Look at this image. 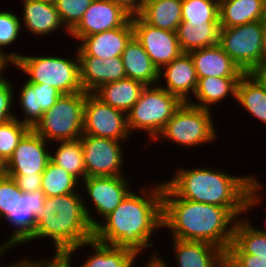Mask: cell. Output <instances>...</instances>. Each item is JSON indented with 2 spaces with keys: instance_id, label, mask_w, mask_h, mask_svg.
<instances>
[{
  "instance_id": "cell-1",
  "label": "cell",
  "mask_w": 266,
  "mask_h": 267,
  "mask_svg": "<svg viewBox=\"0 0 266 267\" xmlns=\"http://www.w3.org/2000/svg\"><path fill=\"white\" fill-rule=\"evenodd\" d=\"M150 186L138 187L141 194L132 189L113 212L99 220L93 239L104 245L127 248L140 259L142 253L153 249L149 260H155L159 251L152 248L155 246L151 239L162 230L163 181Z\"/></svg>"
},
{
  "instance_id": "cell-2",
  "label": "cell",
  "mask_w": 266,
  "mask_h": 267,
  "mask_svg": "<svg viewBox=\"0 0 266 267\" xmlns=\"http://www.w3.org/2000/svg\"><path fill=\"white\" fill-rule=\"evenodd\" d=\"M163 182L180 198L227 208L237 219L260 206L265 194L260 177L228 174L210 166L178 167ZM258 179V180H257ZM260 181V182H259ZM263 197V198H262ZM241 215V216H240Z\"/></svg>"
},
{
  "instance_id": "cell-3",
  "label": "cell",
  "mask_w": 266,
  "mask_h": 267,
  "mask_svg": "<svg viewBox=\"0 0 266 267\" xmlns=\"http://www.w3.org/2000/svg\"><path fill=\"white\" fill-rule=\"evenodd\" d=\"M236 221L227 208L180 198L163 182L162 229H169L171 238L210 243L226 252Z\"/></svg>"
},
{
  "instance_id": "cell-4",
  "label": "cell",
  "mask_w": 266,
  "mask_h": 267,
  "mask_svg": "<svg viewBox=\"0 0 266 267\" xmlns=\"http://www.w3.org/2000/svg\"><path fill=\"white\" fill-rule=\"evenodd\" d=\"M80 192L46 197L44 208L37 212L34 235L26 243L51 239L55 250L53 256L61 258L69 250L92 240L94 229Z\"/></svg>"
},
{
  "instance_id": "cell-5",
  "label": "cell",
  "mask_w": 266,
  "mask_h": 267,
  "mask_svg": "<svg viewBox=\"0 0 266 267\" xmlns=\"http://www.w3.org/2000/svg\"><path fill=\"white\" fill-rule=\"evenodd\" d=\"M73 57L22 55L12 64L13 69L28 76V82L55 87L62 94L82 92L77 49Z\"/></svg>"
},
{
  "instance_id": "cell-6",
  "label": "cell",
  "mask_w": 266,
  "mask_h": 267,
  "mask_svg": "<svg viewBox=\"0 0 266 267\" xmlns=\"http://www.w3.org/2000/svg\"><path fill=\"white\" fill-rule=\"evenodd\" d=\"M213 110L203 109L188 102L176 109L171 119L152 142L165 140L173 142L179 147L193 148L204 146L218 139L217 127L214 123Z\"/></svg>"
},
{
  "instance_id": "cell-7",
  "label": "cell",
  "mask_w": 266,
  "mask_h": 267,
  "mask_svg": "<svg viewBox=\"0 0 266 267\" xmlns=\"http://www.w3.org/2000/svg\"><path fill=\"white\" fill-rule=\"evenodd\" d=\"M181 104L182 101L166 89L158 85L146 86L127 113L129 132H145L152 143Z\"/></svg>"
},
{
  "instance_id": "cell-8",
  "label": "cell",
  "mask_w": 266,
  "mask_h": 267,
  "mask_svg": "<svg viewBox=\"0 0 266 267\" xmlns=\"http://www.w3.org/2000/svg\"><path fill=\"white\" fill-rule=\"evenodd\" d=\"M88 92L62 94L32 128L47 142L70 141L83 135L85 97ZM54 141V143H53Z\"/></svg>"
},
{
  "instance_id": "cell-9",
  "label": "cell",
  "mask_w": 266,
  "mask_h": 267,
  "mask_svg": "<svg viewBox=\"0 0 266 267\" xmlns=\"http://www.w3.org/2000/svg\"><path fill=\"white\" fill-rule=\"evenodd\" d=\"M219 45L243 73L262 61V21L220 27Z\"/></svg>"
},
{
  "instance_id": "cell-10",
  "label": "cell",
  "mask_w": 266,
  "mask_h": 267,
  "mask_svg": "<svg viewBox=\"0 0 266 267\" xmlns=\"http://www.w3.org/2000/svg\"><path fill=\"white\" fill-rule=\"evenodd\" d=\"M131 183V180L126 176L86 177L82 181L81 187H83L81 191H83V193L85 191L83 196L84 208L93 229L99 224L97 218L103 220L123 201L132 190L130 188L131 186H129ZM85 195L87 197L89 196L88 198L91 200L89 201L90 204L87 202V197ZM91 205L92 207L90 208ZM92 210L93 212L96 211L95 213H97L99 217L95 215L93 217Z\"/></svg>"
},
{
  "instance_id": "cell-11",
  "label": "cell",
  "mask_w": 266,
  "mask_h": 267,
  "mask_svg": "<svg viewBox=\"0 0 266 267\" xmlns=\"http://www.w3.org/2000/svg\"><path fill=\"white\" fill-rule=\"evenodd\" d=\"M83 135L110 138L124 144L132 137L127 114L105 104L93 93H87L85 97Z\"/></svg>"
},
{
  "instance_id": "cell-12",
  "label": "cell",
  "mask_w": 266,
  "mask_h": 267,
  "mask_svg": "<svg viewBox=\"0 0 266 267\" xmlns=\"http://www.w3.org/2000/svg\"><path fill=\"white\" fill-rule=\"evenodd\" d=\"M80 141L86 177L125 176L122 141L90 135H82Z\"/></svg>"
},
{
  "instance_id": "cell-13",
  "label": "cell",
  "mask_w": 266,
  "mask_h": 267,
  "mask_svg": "<svg viewBox=\"0 0 266 267\" xmlns=\"http://www.w3.org/2000/svg\"><path fill=\"white\" fill-rule=\"evenodd\" d=\"M46 195L40 189L30 193L22 192L16 184V202L12 212L2 220L8 222L12 231L6 241L1 242L0 247L10 252L14 247L25 245L34 235L37 223V212L44 208ZM13 247V248H12Z\"/></svg>"
},
{
  "instance_id": "cell-14",
  "label": "cell",
  "mask_w": 266,
  "mask_h": 267,
  "mask_svg": "<svg viewBox=\"0 0 266 267\" xmlns=\"http://www.w3.org/2000/svg\"><path fill=\"white\" fill-rule=\"evenodd\" d=\"M131 21L134 37L143 46L158 71L182 53L176 32L154 27L139 15L131 16Z\"/></svg>"
},
{
  "instance_id": "cell-15",
  "label": "cell",
  "mask_w": 266,
  "mask_h": 267,
  "mask_svg": "<svg viewBox=\"0 0 266 267\" xmlns=\"http://www.w3.org/2000/svg\"><path fill=\"white\" fill-rule=\"evenodd\" d=\"M50 146L49 142L30 129L7 160V175L43 173L50 160Z\"/></svg>"
},
{
  "instance_id": "cell-16",
  "label": "cell",
  "mask_w": 266,
  "mask_h": 267,
  "mask_svg": "<svg viewBox=\"0 0 266 267\" xmlns=\"http://www.w3.org/2000/svg\"><path fill=\"white\" fill-rule=\"evenodd\" d=\"M131 15L112 0H93L70 37L80 41L83 37L122 27Z\"/></svg>"
},
{
  "instance_id": "cell-17",
  "label": "cell",
  "mask_w": 266,
  "mask_h": 267,
  "mask_svg": "<svg viewBox=\"0 0 266 267\" xmlns=\"http://www.w3.org/2000/svg\"><path fill=\"white\" fill-rule=\"evenodd\" d=\"M172 253L177 267H222L225 251L210 243L171 238ZM164 257L157 253L155 261L161 267H170Z\"/></svg>"
},
{
  "instance_id": "cell-18",
  "label": "cell",
  "mask_w": 266,
  "mask_h": 267,
  "mask_svg": "<svg viewBox=\"0 0 266 267\" xmlns=\"http://www.w3.org/2000/svg\"><path fill=\"white\" fill-rule=\"evenodd\" d=\"M134 37L131 18L116 29L83 37L77 46L78 56H94L100 59L121 57L124 49Z\"/></svg>"
},
{
  "instance_id": "cell-19",
  "label": "cell",
  "mask_w": 266,
  "mask_h": 267,
  "mask_svg": "<svg viewBox=\"0 0 266 267\" xmlns=\"http://www.w3.org/2000/svg\"><path fill=\"white\" fill-rule=\"evenodd\" d=\"M197 82L196 70L192 58L187 52H182L158 72L157 85L177 96L182 102H188L191 98L190 95L193 97Z\"/></svg>"
},
{
  "instance_id": "cell-20",
  "label": "cell",
  "mask_w": 266,
  "mask_h": 267,
  "mask_svg": "<svg viewBox=\"0 0 266 267\" xmlns=\"http://www.w3.org/2000/svg\"><path fill=\"white\" fill-rule=\"evenodd\" d=\"M87 246L88 248L90 247V250L93 248V253H89L91 255H87L84 262L81 261V266L77 267H135L139 258L133 251L127 248L104 245L92 239L66 252L61 257L64 267H75L72 263V259L75 258L72 256Z\"/></svg>"
},
{
  "instance_id": "cell-21",
  "label": "cell",
  "mask_w": 266,
  "mask_h": 267,
  "mask_svg": "<svg viewBox=\"0 0 266 267\" xmlns=\"http://www.w3.org/2000/svg\"><path fill=\"white\" fill-rule=\"evenodd\" d=\"M19 91L21 92L17 97H19L18 103L20 109L22 108L23 118H19L20 115H17L19 112L14 113V116L31 129L42 118L44 112L51 109L55 105L56 100L62 95L55 87L31 83L27 80Z\"/></svg>"
},
{
  "instance_id": "cell-22",
  "label": "cell",
  "mask_w": 266,
  "mask_h": 267,
  "mask_svg": "<svg viewBox=\"0 0 266 267\" xmlns=\"http://www.w3.org/2000/svg\"><path fill=\"white\" fill-rule=\"evenodd\" d=\"M80 82L83 91L93 93L105 83L126 78L121 57L100 59L94 56H78Z\"/></svg>"
},
{
  "instance_id": "cell-23",
  "label": "cell",
  "mask_w": 266,
  "mask_h": 267,
  "mask_svg": "<svg viewBox=\"0 0 266 267\" xmlns=\"http://www.w3.org/2000/svg\"><path fill=\"white\" fill-rule=\"evenodd\" d=\"M23 11L22 30L29 31L32 36H51L59 29L70 32L65 28L54 3L40 0H22ZM25 26V27H24ZM50 34V35H49Z\"/></svg>"
},
{
  "instance_id": "cell-24",
  "label": "cell",
  "mask_w": 266,
  "mask_h": 267,
  "mask_svg": "<svg viewBox=\"0 0 266 267\" xmlns=\"http://www.w3.org/2000/svg\"><path fill=\"white\" fill-rule=\"evenodd\" d=\"M188 53L198 78L241 77L244 74L219 44Z\"/></svg>"
},
{
  "instance_id": "cell-25",
  "label": "cell",
  "mask_w": 266,
  "mask_h": 267,
  "mask_svg": "<svg viewBox=\"0 0 266 267\" xmlns=\"http://www.w3.org/2000/svg\"><path fill=\"white\" fill-rule=\"evenodd\" d=\"M240 77H205L198 78L197 87L194 93V99L191 98L188 103L211 110L213 105L222 103L227 97L236 101L237 84Z\"/></svg>"
},
{
  "instance_id": "cell-26",
  "label": "cell",
  "mask_w": 266,
  "mask_h": 267,
  "mask_svg": "<svg viewBox=\"0 0 266 267\" xmlns=\"http://www.w3.org/2000/svg\"><path fill=\"white\" fill-rule=\"evenodd\" d=\"M249 221L246 216L237 219L232 243L225 254H250V260L266 261V234Z\"/></svg>"
},
{
  "instance_id": "cell-27",
  "label": "cell",
  "mask_w": 266,
  "mask_h": 267,
  "mask_svg": "<svg viewBox=\"0 0 266 267\" xmlns=\"http://www.w3.org/2000/svg\"><path fill=\"white\" fill-rule=\"evenodd\" d=\"M145 87L146 85L138 80L124 78L101 85L93 94L105 104L127 114Z\"/></svg>"
},
{
  "instance_id": "cell-28",
  "label": "cell",
  "mask_w": 266,
  "mask_h": 267,
  "mask_svg": "<svg viewBox=\"0 0 266 267\" xmlns=\"http://www.w3.org/2000/svg\"><path fill=\"white\" fill-rule=\"evenodd\" d=\"M121 58L126 78L138 80L146 86L157 85L159 71L135 37L127 44Z\"/></svg>"
},
{
  "instance_id": "cell-29",
  "label": "cell",
  "mask_w": 266,
  "mask_h": 267,
  "mask_svg": "<svg viewBox=\"0 0 266 267\" xmlns=\"http://www.w3.org/2000/svg\"><path fill=\"white\" fill-rule=\"evenodd\" d=\"M262 0H221L219 2L220 27H235L261 20Z\"/></svg>"
},
{
  "instance_id": "cell-30",
  "label": "cell",
  "mask_w": 266,
  "mask_h": 267,
  "mask_svg": "<svg viewBox=\"0 0 266 267\" xmlns=\"http://www.w3.org/2000/svg\"><path fill=\"white\" fill-rule=\"evenodd\" d=\"M182 0H159L147 3L138 14L146 23L176 32L182 21Z\"/></svg>"
},
{
  "instance_id": "cell-31",
  "label": "cell",
  "mask_w": 266,
  "mask_h": 267,
  "mask_svg": "<svg viewBox=\"0 0 266 267\" xmlns=\"http://www.w3.org/2000/svg\"><path fill=\"white\" fill-rule=\"evenodd\" d=\"M236 102L251 117L266 125V90L248 73H244L238 81Z\"/></svg>"
},
{
  "instance_id": "cell-32",
  "label": "cell",
  "mask_w": 266,
  "mask_h": 267,
  "mask_svg": "<svg viewBox=\"0 0 266 267\" xmlns=\"http://www.w3.org/2000/svg\"><path fill=\"white\" fill-rule=\"evenodd\" d=\"M55 143L54 145L57 148L51 146L50 160L73 175L81 183L86 178V169L80 138Z\"/></svg>"
},
{
  "instance_id": "cell-33",
  "label": "cell",
  "mask_w": 266,
  "mask_h": 267,
  "mask_svg": "<svg viewBox=\"0 0 266 267\" xmlns=\"http://www.w3.org/2000/svg\"><path fill=\"white\" fill-rule=\"evenodd\" d=\"M220 26H191L189 22H181L176 35L182 52L215 46L219 44Z\"/></svg>"
},
{
  "instance_id": "cell-34",
  "label": "cell",
  "mask_w": 266,
  "mask_h": 267,
  "mask_svg": "<svg viewBox=\"0 0 266 267\" xmlns=\"http://www.w3.org/2000/svg\"><path fill=\"white\" fill-rule=\"evenodd\" d=\"M81 183L66 170L49 160L42 173L41 190L46 197L79 192ZM78 190V191H77Z\"/></svg>"
},
{
  "instance_id": "cell-35",
  "label": "cell",
  "mask_w": 266,
  "mask_h": 267,
  "mask_svg": "<svg viewBox=\"0 0 266 267\" xmlns=\"http://www.w3.org/2000/svg\"><path fill=\"white\" fill-rule=\"evenodd\" d=\"M182 21L191 26H220L217 0H182Z\"/></svg>"
},
{
  "instance_id": "cell-36",
  "label": "cell",
  "mask_w": 266,
  "mask_h": 267,
  "mask_svg": "<svg viewBox=\"0 0 266 267\" xmlns=\"http://www.w3.org/2000/svg\"><path fill=\"white\" fill-rule=\"evenodd\" d=\"M21 18L10 10H0V54L13 64L22 54L4 50L12 46L23 33ZM5 47V48H4Z\"/></svg>"
},
{
  "instance_id": "cell-37",
  "label": "cell",
  "mask_w": 266,
  "mask_h": 267,
  "mask_svg": "<svg viewBox=\"0 0 266 267\" xmlns=\"http://www.w3.org/2000/svg\"><path fill=\"white\" fill-rule=\"evenodd\" d=\"M30 129L16 118L0 124V157L7 162L19 141Z\"/></svg>"
},
{
  "instance_id": "cell-38",
  "label": "cell",
  "mask_w": 266,
  "mask_h": 267,
  "mask_svg": "<svg viewBox=\"0 0 266 267\" xmlns=\"http://www.w3.org/2000/svg\"><path fill=\"white\" fill-rule=\"evenodd\" d=\"M93 0H55L54 5L58 11L65 28L71 32L82 19L85 11Z\"/></svg>"
},
{
  "instance_id": "cell-39",
  "label": "cell",
  "mask_w": 266,
  "mask_h": 267,
  "mask_svg": "<svg viewBox=\"0 0 266 267\" xmlns=\"http://www.w3.org/2000/svg\"><path fill=\"white\" fill-rule=\"evenodd\" d=\"M12 83V80L5 77L0 81V124L15 118L13 106L18 101L14 95L16 90Z\"/></svg>"
},
{
  "instance_id": "cell-40",
  "label": "cell",
  "mask_w": 266,
  "mask_h": 267,
  "mask_svg": "<svg viewBox=\"0 0 266 267\" xmlns=\"http://www.w3.org/2000/svg\"><path fill=\"white\" fill-rule=\"evenodd\" d=\"M16 202V182L6 176L0 179V221L12 212Z\"/></svg>"
},
{
  "instance_id": "cell-41",
  "label": "cell",
  "mask_w": 266,
  "mask_h": 267,
  "mask_svg": "<svg viewBox=\"0 0 266 267\" xmlns=\"http://www.w3.org/2000/svg\"><path fill=\"white\" fill-rule=\"evenodd\" d=\"M2 267V264L0 265ZM3 267H64L61 258L52 256L51 258L34 259L33 258H20L19 261H14L12 263H6Z\"/></svg>"
},
{
  "instance_id": "cell-42",
  "label": "cell",
  "mask_w": 266,
  "mask_h": 267,
  "mask_svg": "<svg viewBox=\"0 0 266 267\" xmlns=\"http://www.w3.org/2000/svg\"><path fill=\"white\" fill-rule=\"evenodd\" d=\"M12 177L18 188L25 193H30L41 189L42 173L35 175H8Z\"/></svg>"
},
{
  "instance_id": "cell-43",
  "label": "cell",
  "mask_w": 266,
  "mask_h": 267,
  "mask_svg": "<svg viewBox=\"0 0 266 267\" xmlns=\"http://www.w3.org/2000/svg\"><path fill=\"white\" fill-rule=\"evenodd\" d=\"M229 267H266L265 260H250V254H225Z\"/></svg>"
},
{
  "instance_id": "cell-44",
  "label": "cell",
  "mask_w": 266,
  "mask_h": 267,
  "mask_svg": "<svg viewBox=\"0 0 266 267\" xmlns=\"http://www.w3.org/2000/svg\"><path fill=\"white\" fill-rule=\"evenodd\" d=\"M120 5L131 16L138 15L143 9V0H112Z\"/></svg>"
},
{
  "instance_id": "cell-45",
  "label": "cell",
  "mask_w": 266,
  "mask_h": 267,
  "mask_svg": "<svg viewBox=\"0 0 266 267\" xmlns=\"http://www.w3.org/2000/svg\"><path fill=\"white\" fill-rule=\"evenodd\" d=\"M248 74L266 90V61L258 63Z\"/></svg>"
},
{
  "instance_id": "cell-46",
  "label": "cell",
  "mask_w": 266,
  "mask_h": 267,
  "mask_svg": "<svg viewBox=\"0 0 266 267\" xmlns=\"http://www.w3.org/2000/svg\"><path fill=\"white\" fill-rule=\"evenodd\" d=\"M11 67L12 64L0 54V81L7 76H3L6 69H9L7 67ZM6 68V69H5ZM4 71V72H3Z\"/></svg>"
},
{
  "instance_id": "cell-47",
  "label": "cell",
  "mask_w": 266,
  "mask_h": 267,
  "mask_svg": "<svg viewBox=\"0 0 266 267\" xmlns=\"http://www.w3.org/2000/svg\"><path fill=\"white\" fill-rule=\"evenodd\" d=\"M262 61H266V23H262Z\"/></svg>"
},
{
  "instance_id": "cell-48",
  "label": "cell",
  "mask_w": 266,
  "mask_h": 267,
  "mask_svg": "<svg viewBox=\"0 0 266 267\" xmlns=\"http://www.w3.org/2000/svg\"><path fill=\"white\" fill-rule=\"evenodd\" d=\"M7 176V164L4 159L0 157V179Z\"/></svg>"
},
{
  "instance_id": "cell-49",
  "label": "cell",
  "mask_w": 266,
  "mask_h": 267,
  "mask_svg": "<svg viewBox=\"0 0 266 267\" xmlns=\"http://www.w3.org/2000/svg\"><path fill=\"white\" fill-rule=\"evenodd\" d=\"M144 267H161L155 260H146V263L144 264Z\"/></svg>"
},
{
  "instance_id": "cell-50",
  "label": "cell",
  "mask_w": 266,
  "mask_h": 267,
  "mask_svg": "<svg viewBox=\"0 0 266 267\" xmlns=\"http://www.w3.org/2000/svg\"><path fill=\"white\" fill-rule=\"evenodd\" d=\"M262 23H266V4H263Z\"/></svg>"
},
{
  "instance_id": "cell-51",
  "label": "cell",
  "mask_w": 266,
  "mask_h": 267,
  "mask_svg": "<svg viewBox=\"0 0 266 267\" xmlns=\"http://www.w3.org/2000/svg\"><path fill=\"white\" fill-rule=\"evenodd\" d=\"M263 225H265L264 227L266 228V219H265V222H264V224ZM257 230H259V231H261V232H263L264 234H266V229L264 228H260V227H256V226H254Z\"/></svg>"
},
{
  "instance_id": "cell-52",
  "label": "cell",
  "mask_w": 266,
  "mask_h": 267,
  "mask_svg": "<svg viewBox=\"0 0 266 267\" xmlns=\"http://www.w3.org/2000/svg\"><path fill=\"white\" fill-rule=\"evenodd\" d=\"M155 1H159V0H143V6L147 3H151V2H155Z\"/></svg>"
},
{
  "instance_id": "cell-53",
  "label": "cell",
  "mask_w": 266,
  "mask_h": 267,
  "mask_svg": "<svg viewBox=\"0 0 266 267\" xmlns=\"http://www.w3.org/2000/svg\"><path fill=\"white\" fill-rule=\"evenodd\" d=\"M40 1H44V2H52V3H54L55 0H40Z\"/></svg>"
},
{
  "instance_id": "cell-54",
  "label": "cell",
  "mask_w": 266,
  "mask_h": 267,
  "mask_svg": "<svg viewBox=\"0 0 266 267\" xmlns=\"http://www.w3.org/2000/svg\"><path fill=\"white\" fill-rule=\"evenodd\" d=\"M222 267H229L228 264H226V262L224 263V265Z\"/></svg>"
}]
</instances>
